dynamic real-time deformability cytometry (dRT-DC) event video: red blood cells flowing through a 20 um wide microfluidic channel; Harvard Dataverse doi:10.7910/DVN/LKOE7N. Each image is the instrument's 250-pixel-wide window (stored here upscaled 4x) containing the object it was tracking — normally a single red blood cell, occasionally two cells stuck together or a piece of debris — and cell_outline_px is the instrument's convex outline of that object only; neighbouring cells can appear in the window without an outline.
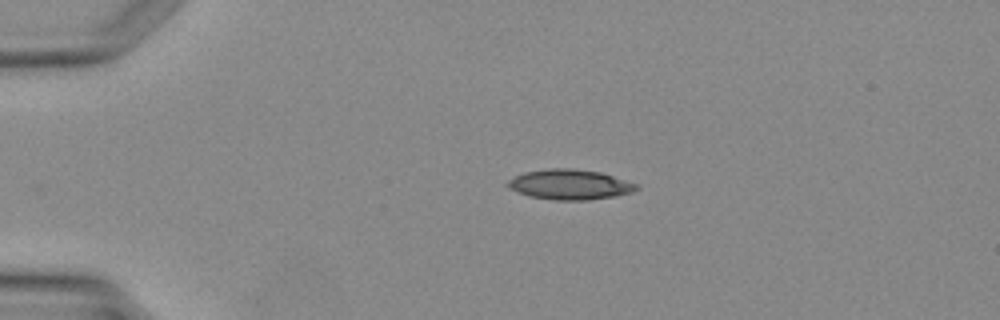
{"species": "Egyptian fruit bat (a non-hibernating species)", "species_latin": "Rousettus aegyptiacus", "temperature_condition": "warm", "stored_images_in_passage": 2, "camera_frame_rate_fps": 3000, "um_per_image_px": 0.085, "animal": {"sex": "female"}, "frame": {"image": 1, "passage_image": 2, "time_ms": 1.333, "image_size_px": [1000, 320], "cell_outline_px": [[640, 188], [632, 192], [616, 196], [588, 200], [556, 200], [532, 196], [520, 192], [504, 184], [508, 180], [524, 172], [548, 168], [572, 168], [600, 172], [636, 184]], "centroid_in_image_um": [48.45, 15.68], "position_along_channel_um": 36.6, "area_um2": 22.31}}